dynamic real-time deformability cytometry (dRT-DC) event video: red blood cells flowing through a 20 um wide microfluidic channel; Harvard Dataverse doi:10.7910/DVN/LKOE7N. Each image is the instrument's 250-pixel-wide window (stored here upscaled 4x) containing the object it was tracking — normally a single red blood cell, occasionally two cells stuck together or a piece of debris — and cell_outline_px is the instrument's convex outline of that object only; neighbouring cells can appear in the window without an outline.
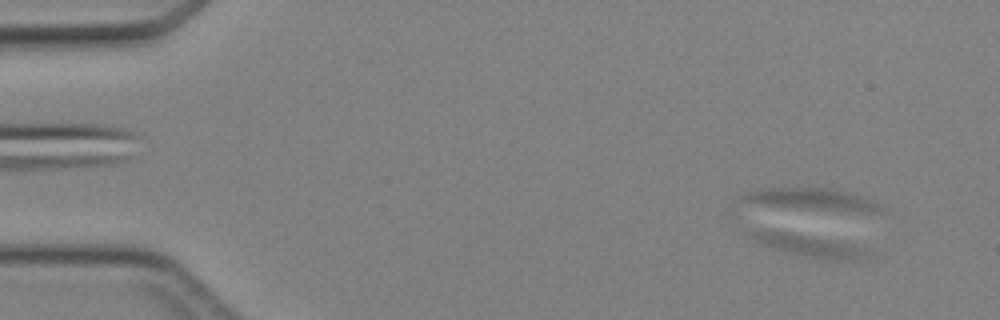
{"species": "Egyptian fruit bat (a non-hibernating species)", "species_latin": "Rousettus aegyptiacus", "temperature_condition": "cold", "stored_images_in_passage": 55, "camera_frame_rate_fps": 3000, "um_per_image_px": 0.085, "animal": {"sex": "female"}, "frame": {"image": 1, "passage_image": 2, "time_ms": 0.333, "image_size_px": [1000, 320], "cell_outline_px": [[864, 252], [860, 260], [828, 260], [804, 256], [788, 252], [764, 244], [748, 236], [748, 232], [784, 232], [832, 240], [860, 248]], "centroid_in_image_um": [68.74, 20.9], "position_along_channel_um": 16.3, "area_um2": 13.58}}
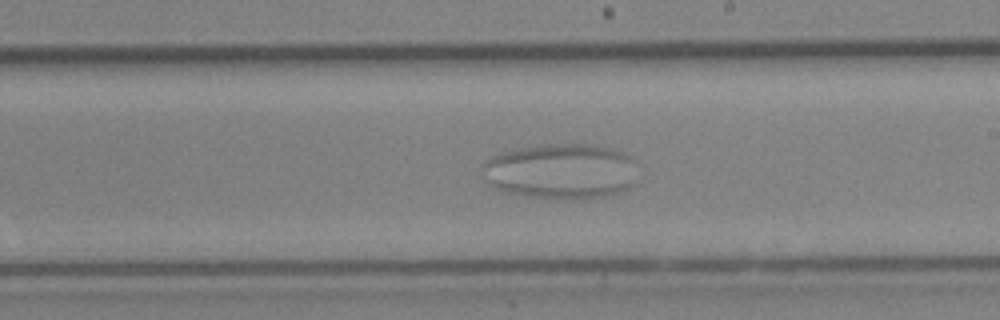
{"frame": {"image": 2, "passage_image": 32, "time_ms": 10.333, "image_size_px": [1000, 320], "cell_outline_px": [[636, 184], [620, 192], [608, 196], [584, 200], [528, 196], [504, 192], [488, 184], [488, 180], [496, 180]], "centroid_in_image_um": [47.56, 16.07], "position_along_channel_um": 241.4, "area_um2": 13.87}}